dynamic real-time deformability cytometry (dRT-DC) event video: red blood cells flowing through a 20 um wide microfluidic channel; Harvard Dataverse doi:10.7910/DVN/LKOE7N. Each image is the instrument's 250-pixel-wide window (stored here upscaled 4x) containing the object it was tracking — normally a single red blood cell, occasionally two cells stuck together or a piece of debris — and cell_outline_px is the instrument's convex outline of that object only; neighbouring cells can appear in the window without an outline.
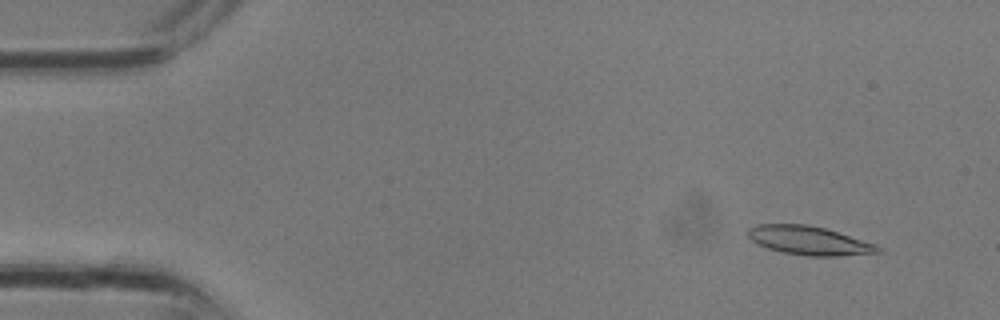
{"species": "common noctule bat (a hibernating species)", "species_latin": "Nyctalus noctula", "temperature_condition": "room temperature", "stored_images_in_passage": 14, "camera_frame_rate_fps": 3000, "um_per_image_px": 0.085, "animal": {"sex": "male", "body_mass_g": 13.3}, "frame": {"image": 1, "passage_image": 2, "time_ms": 0.333, "image_size_px": [1000, 320], "cell_outline_px": [[880, 252], [836, 256], [808, 256], [784, 252], [768, 248], [756, 244], [748, 236], [748, 228], [756, 224], [808, 224], [824, 228], [876, 244], [880, 248]], "centroid_in_image_um": [68.73, 20.44], "position_along_channel_um": 16.3, "area_um2": 21.56}}
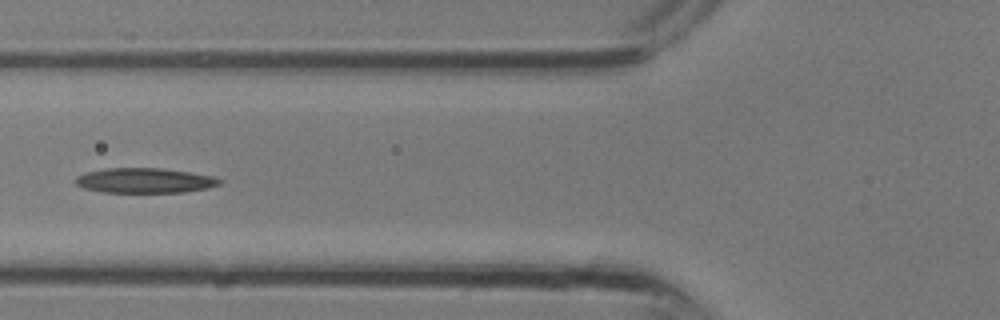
{"frame": {"image": 2, "passage_image": 11, "time_ms": 3.333, "image_size_px": [1000, 320], "cell_outline_px": [[220, 184], [208, 188], [184, 192], [100, 192], [84, 188], [76, 184], [76, 176], [84, 172], [108, 168], [164, 168], [212, 176], [220, 180]], "centroid_in_image_um": [12.26, 15.34], "position_along_channel_um": 113.5, "area_um2": 20.87}}
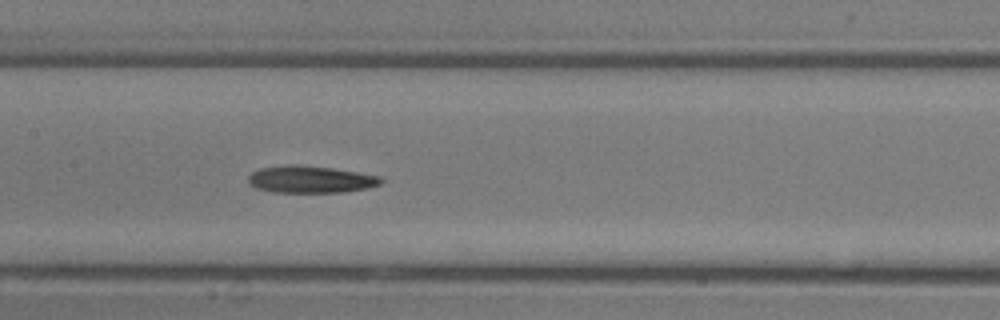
{"frame": {"image": 3, "passage_image": 14, "time_ms": 4.333, "image_size_px": [1000, 320], "cell_outline_px": [[384, 180], [380, 184], [368, 188], [344, 192], [272, 192], [256, 188], [248, 184], [248, 176], [252, 172], [260, 168], [292, 164], [296, 164], [332, 168], [380, 176]], "centroid_in_image_um": [26.37, 15.25], "position_along_channel_um": 181.0, "area_um2": 20.98}}